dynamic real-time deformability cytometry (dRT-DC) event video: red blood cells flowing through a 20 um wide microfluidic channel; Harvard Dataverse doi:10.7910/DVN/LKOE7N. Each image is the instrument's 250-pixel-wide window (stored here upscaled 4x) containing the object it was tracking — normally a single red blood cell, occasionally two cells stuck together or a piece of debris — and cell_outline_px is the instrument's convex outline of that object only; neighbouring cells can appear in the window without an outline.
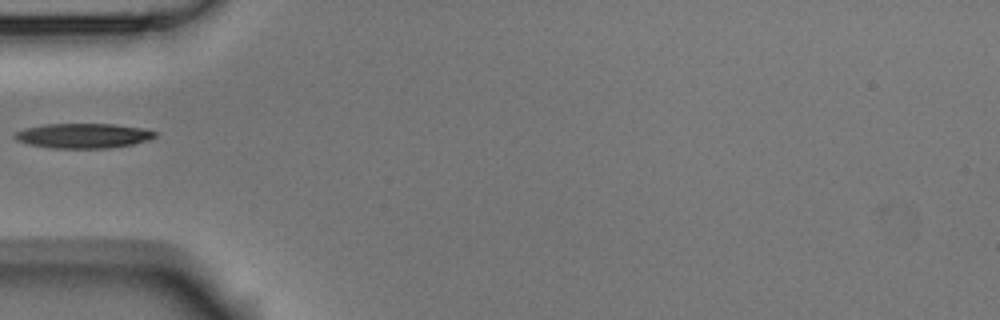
{"species": "Egyptian fruit bat (a non-hibernating species)", "species_latin": "Rousettus aegyptiacus", "temperature_condition": "room temperature", "stored_images_in_passage": 5, "camera_frame_rate_fps": 3000, "um_per_image_px": 0.085, "animal": {"sex": "male"}, "frame": {"image": 1, "passage_image": 5, "time_ms": 1.333, "image_size_px": [1000, 320], "cell_outline_px": [[156, 136], [148, 140], [132, 144], [108, 148], [52, 148], [28, 144], [16, 140], [12, 136], [16, 132], [24, 128], [44, 124], [112, 124], [140, 128], [156, 132]], "centroid_in_image_um": [7.02, 11.54], "position_along_channel_um": 78.0, "area_um2": 20.17}}